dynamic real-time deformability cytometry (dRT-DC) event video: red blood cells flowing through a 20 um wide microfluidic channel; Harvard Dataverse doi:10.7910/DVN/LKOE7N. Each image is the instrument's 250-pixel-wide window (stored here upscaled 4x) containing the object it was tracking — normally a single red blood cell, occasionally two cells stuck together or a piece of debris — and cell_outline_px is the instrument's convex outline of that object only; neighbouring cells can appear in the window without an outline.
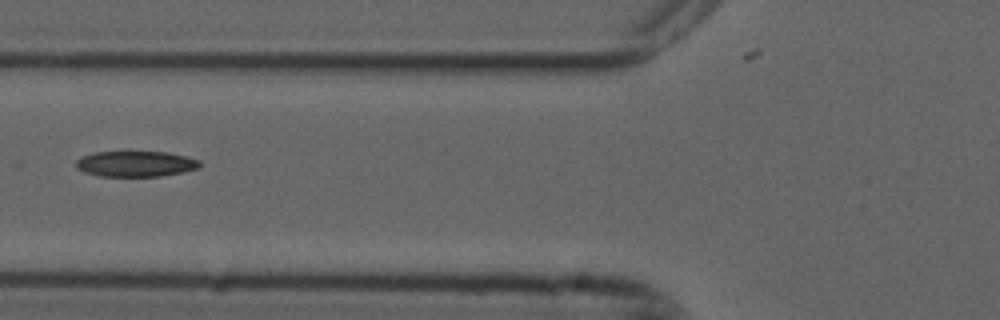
{"species": "common noctule bat (a hibernating species)", "species_latin": "Nyctalus noctula", "temperature_condition": "cold", "stored_images_in_passage": 4, "camera_frame_rate_fps": 3000, "um_per_image_px": 0.085, "animal": {"sex": "male", "forearm_length_mm": 52.5}, "frame": {"image": 1, "passage_image": 4, "time_ms": 1.0, "image_size_px": [1000, 320], "cell_outline_px": [[200, 168], [184, 172], [160, 176], [100, 176], [84, 172], [76, 168], [76, 160], [84, 156], [96, 152], [168, 152], [188, 156], [200, 160]], "centroid_in_image_um": [11.58, 13.93], "position_along_channel_um": 114.2, "area_um2": 18.55}}